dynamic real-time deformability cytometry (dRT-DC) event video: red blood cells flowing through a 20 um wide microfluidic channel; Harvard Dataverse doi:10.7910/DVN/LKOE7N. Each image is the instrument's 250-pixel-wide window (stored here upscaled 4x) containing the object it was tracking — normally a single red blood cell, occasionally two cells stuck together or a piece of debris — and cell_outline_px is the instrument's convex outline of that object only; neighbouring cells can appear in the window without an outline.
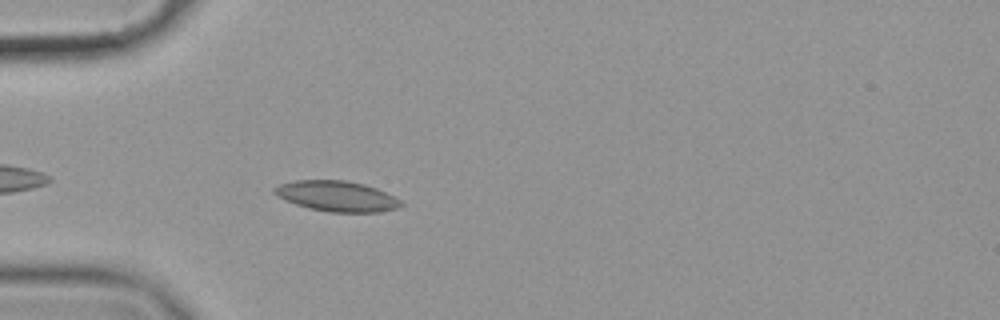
{"species": "common noctule bat (a hibernating species)", "species_latin": "Nyctalus noctula", "temperature_condition": "cold", "stored_images_in_passage": 44, "camera_frame_rate_fps": 3000, "um_per_image_px": 0.085, "animal": {"sex": "female", "body_mass_g": 19.9}, "frame": {"image": 1, "passage_image": 4, "time_ms": 1.0, "image_size_px": [1000, 320], "cell_outline_px": [[404, 204], [396, 208], [380, 212], [328, 212], [308, 208], [284, 200], [276, 196], [272, 192], [272, 188], [280, 184], [296, 180], [344, 180], [364, 184], [376, 188], [400, 200]], "centroid_in_image_um": [28.58, 16.67], "position_along_channel_um": 56.4, "area_um2": 22.48}}
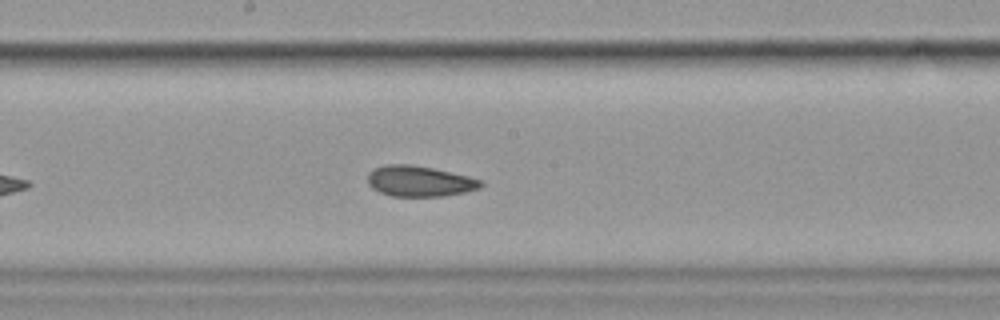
{"frame": {"image": 2, "passage_image": 18, "time_ms": 5.667, "image_size_px": [1000, 320], "cell_outline_px": [[484, 184], [480, 188], [464, 192], [444, 196], [392, 196], [380, 192], [372, 188], [368, 184], [368, 172], [384, 164], [412, 164], [432, 168], [468, 176], [484, 180]], "centroid_in_image_um": [35.67, 15.39], "position_along_channel_um": 212.5, "area_um2": 20.29}}
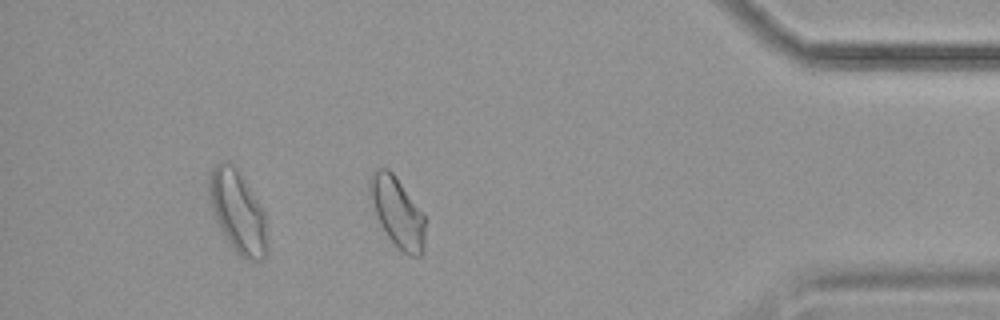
{"frame": {"image": 3, "passage_image": 37, "time_ms": 12.0, "image_size_px": [1000, 320], "cell_outline_px": [[428, 220], [424, 252], [420, 256], [408, 256], [396, 248], [380, 224], [368, 196], [368, 180], [372, 172], [376, 168], [388, 168], [396, 176], [424, 212]], "centroid_in_image_um": [33.82, 18.05], "position_along_channel_um": 401.4, "area_um2": 23.7}, "authors_computed_cell_mechanics": {"area_um2": 21.4149, "velocity_mm_per_s": 3.5223, "shape_relaxation_time_tau1_ms": null, "shape_relaxation_time_tau2_ms": 2.1134, "deformation_change_tau1": null, "deformation_change_tau2": 0.0666}}